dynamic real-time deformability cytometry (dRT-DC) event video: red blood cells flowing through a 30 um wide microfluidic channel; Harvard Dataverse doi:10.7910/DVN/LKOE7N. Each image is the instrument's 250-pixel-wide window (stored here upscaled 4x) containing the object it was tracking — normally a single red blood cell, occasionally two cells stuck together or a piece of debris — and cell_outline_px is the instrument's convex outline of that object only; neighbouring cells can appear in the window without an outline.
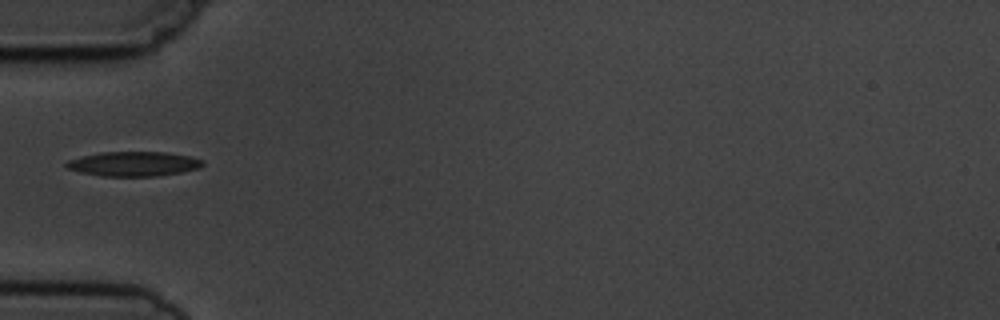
{"species": "common noctule bat (a hibernating species)", "species_latin": "Nyctalus noctula", "temperature_condition": "cold", "stored_images_in_passage": 10, "camera_frame_rate_fps": 3000, "um_per_image_px": 0.085, "animal": {"sex": "male", "body_mass_g": 19.5, "forearm_length_mm": 54.6}, "frame": {"image": 1, "passage_image": 6, "time_ms": 6.0, "image_size_px": [1000, 320], "cell_outline_px": [[204, 164], [200, 168], [180, 172], [156, 176], [100, 176], [80, 172], [68, 168], [64, 164], [68, 160], [100, 152], [164, 152], [188, 156], [204, 160]], "centroid_in_image_um": [11.36, 13.93], "position_along_channel_um": 73.6, "area_um2": 19.42}}
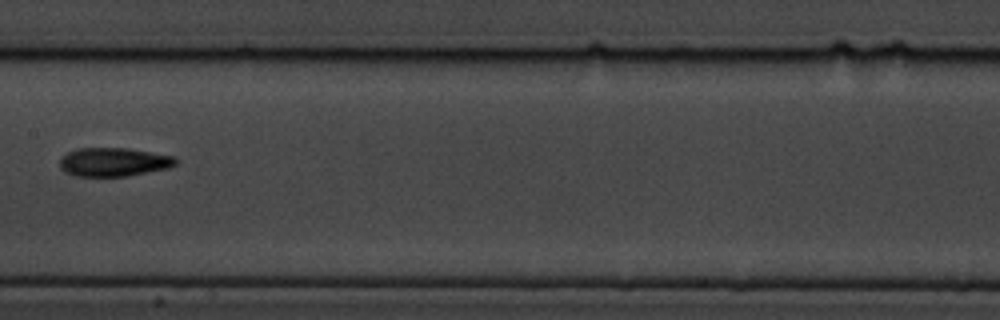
{"frame": {"image": 2, "passage_image": 9, "time_ms": 9.333, "image_size_px": [1000, 320], "cell_outline_px": [[180, 160], [176, 164], [168, 168], [128, 176], [76, 176], [64, 172], [60, 168], [60, 156], [76, 148], [128, 148], [176, 156]], "centroid_in_image_um": [9.67, 13.76], "position_along_channel_um": 197.7, "area_um2": 19.65}}
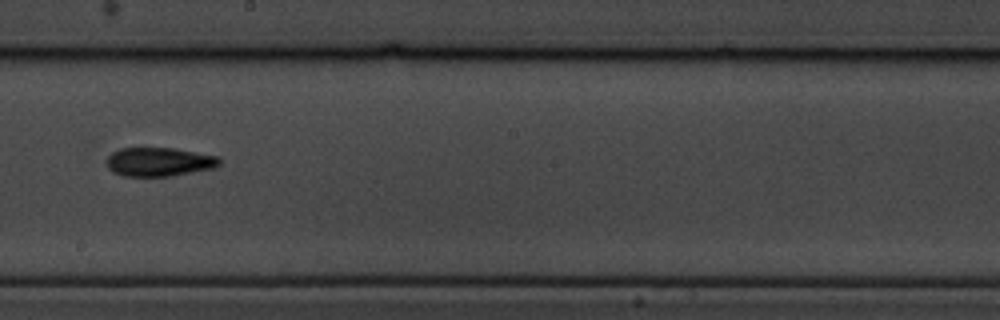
{"frame": {"image": 3, "passage_image": 10, "time_ms": 10.333, "image_size_px": [1000, 320], "cell_outline_px": [[220, 164], [212, 168], [172, 176], [124, 176], [112, 172], [108, 168], [108, 156], [112, 152], [120, 148], [172, 148], [216, 156], [220, 160]], "centroid_in_image_um": [13.48, 13.76], "position_along_channel_um": 234.7, "area_um2": 18.73}}